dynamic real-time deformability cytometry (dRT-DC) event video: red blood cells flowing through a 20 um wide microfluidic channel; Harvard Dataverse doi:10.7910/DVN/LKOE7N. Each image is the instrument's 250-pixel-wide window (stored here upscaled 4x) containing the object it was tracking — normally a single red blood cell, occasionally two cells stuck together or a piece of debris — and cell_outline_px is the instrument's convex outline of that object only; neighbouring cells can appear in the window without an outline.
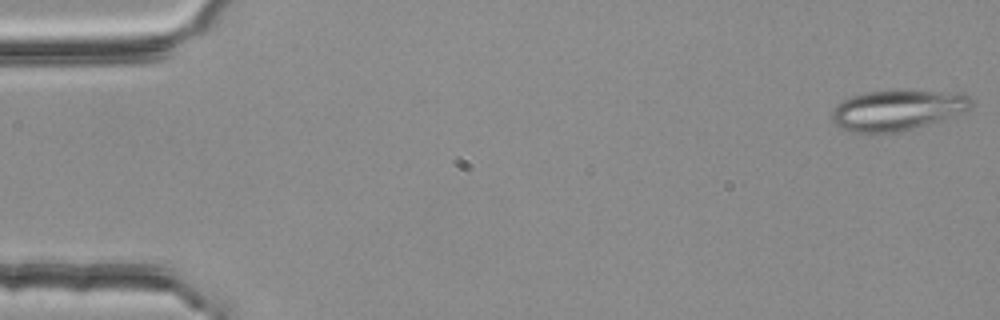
{"species": "common noctule bat (a hibernating species)", "species_latin": "Nyctalus noctula", "temperature_condition": "room temperature", "stored_images_in_passage": 6, "camera_frame_rate_fps": 3000, "um_per_image_px": 0.085, "animal": {"sex": "female", "body_mass_g": 25.1}, "frame": {"image": 1, "passage_image": 1, "time_ms": 0.0, "image_size_px": [1000, 320], "cell_outline_px": [[972, 104], [968, 112], [944, 120], [880, 136], [872, 136], [848, 132], [840, 128], [832, 120], [832, 112], [844, 100], [852, 96], [868, 92], [892, 88], [904, 88], [964, 92], [972, 100]], "centroid_in_image_um": [76.34, 9.35], "position_along_channel_um": 8.7, "area_um2": 34.68}}